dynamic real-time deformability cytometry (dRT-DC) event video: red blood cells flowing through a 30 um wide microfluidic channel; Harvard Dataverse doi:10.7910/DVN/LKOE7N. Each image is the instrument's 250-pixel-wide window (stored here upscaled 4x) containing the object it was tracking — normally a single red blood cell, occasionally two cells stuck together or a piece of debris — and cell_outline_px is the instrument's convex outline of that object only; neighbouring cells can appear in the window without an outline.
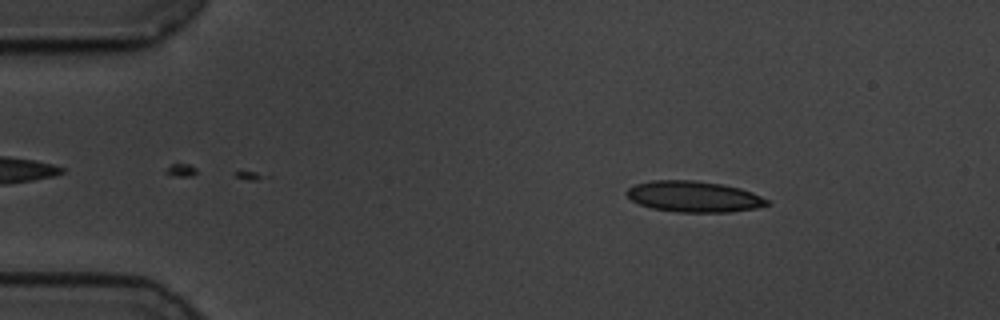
{"species": "common noctule bat (a hibernating species)", "species_latin": "Nyctalus noctula", "temperature_condition": "cold", "stored_images_in_passage": 57, "camera_frame_rate_fps": 3000, "um_per_image_px": 0.085, "animal": {"sex": "male", "body_mass_g": 19.5, "forearm_length_mm": 54.6}, "frame": {"image": 1, "passage_image": 8, "time_ms": 2.333, "image_size_px": [1000, 320], "cell_outline_px": [[768, 204], [756, 208], [728, 212], [680, 212], [652, 208], [640, 204], [632, 200], [628, 196], [628, 188], [636, 184], [652, 180], [696, 180], [724, 184], [740, 188], [752, 192], [768, 200]], "centroid_in_image_um": [58.99, 16.7], "position_along_channel_um": 26.0, "area_um2": 25.14}}
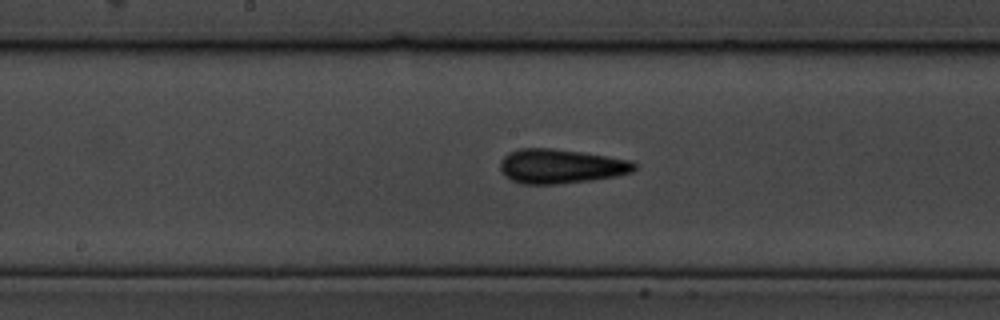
{"frame": {"image": 2, "passage_image": 29, "time_ms": 9.333, "image_size_px": [1000, 320], "cell_outline_px": [[636, 168], [632, 172], [616, 176], [560, 184], [520, 184], [504, 176], [500, 168], [500, 160], [508, 152], [520, 148], [552, 148], [608, 156], [632, 160], [636, 164]], "centroid_in_image_um": [47.64, 14.13], "position_along_channel_um": 200.6, "area_um2": 26.99}}
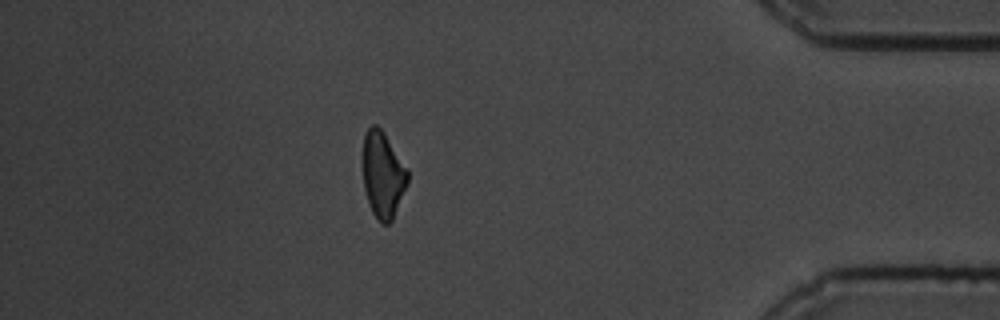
{"frame": {"image": 3, "passage_image": 50, "time_ms": 16.333, "image_size_px": [1000, 320], "cell_outline_px": [[408, 184], [392, 220], [388, 224], [380, 224], [372, 212], [368, 204], [364, 188], [364, 132], [372, 124], [376, 124], [384, 132], [408, 168]], "centroid_in_image_um": [32.56, 14.86], "position_along_channel_um": 402.6, "area_um2": 22.6}, "authors_computed_cell_mechanics": {"area_um2": 24.9696, "velocity_mm_per_s": 3.4536, "shape_relaxation_time_tau1_ms": 5.994, "shape_relaxation_time_tau2_ms": 2.0568, "deformation_change_tau1": 0.1405, "deformation_change_tau2": 0.1162}}